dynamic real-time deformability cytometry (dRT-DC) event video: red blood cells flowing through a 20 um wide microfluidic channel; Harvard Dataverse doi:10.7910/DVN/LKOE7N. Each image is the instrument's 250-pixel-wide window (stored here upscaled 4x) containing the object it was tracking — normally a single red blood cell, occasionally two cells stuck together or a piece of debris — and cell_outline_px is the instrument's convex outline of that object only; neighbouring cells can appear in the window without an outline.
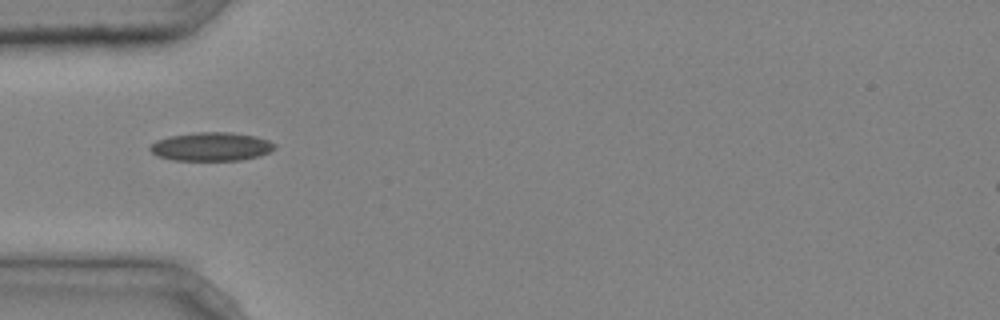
{"species": "common noctule bat (a hibernating species)", "species_latin": "Nyctalus noctula", "temperature_condition": "cold", "stored_images_in_passage": 2, "camera_frame_rate_fps": 3000, "um_per_image_px": 0.085, "animal": {"sex": "male", "body_mass_g": 20.4}, "frame": {"image": 1, "passage_image": 1, "time_ms": 0.0, "image_size_px": [1000, 320], "cell_outline_px": [[276, 148], [260, 156], [240, 160], [172, 160], [156, 156], [148, 148], [156, 140], [172, 136], [196, 132], [232, 132], [256, 136], [268, 140], [276, 144]], "centroid_in_image_um": [17.97, 12.46], "position_along_channel_um": 67.0, "area_um2": 20.81}}